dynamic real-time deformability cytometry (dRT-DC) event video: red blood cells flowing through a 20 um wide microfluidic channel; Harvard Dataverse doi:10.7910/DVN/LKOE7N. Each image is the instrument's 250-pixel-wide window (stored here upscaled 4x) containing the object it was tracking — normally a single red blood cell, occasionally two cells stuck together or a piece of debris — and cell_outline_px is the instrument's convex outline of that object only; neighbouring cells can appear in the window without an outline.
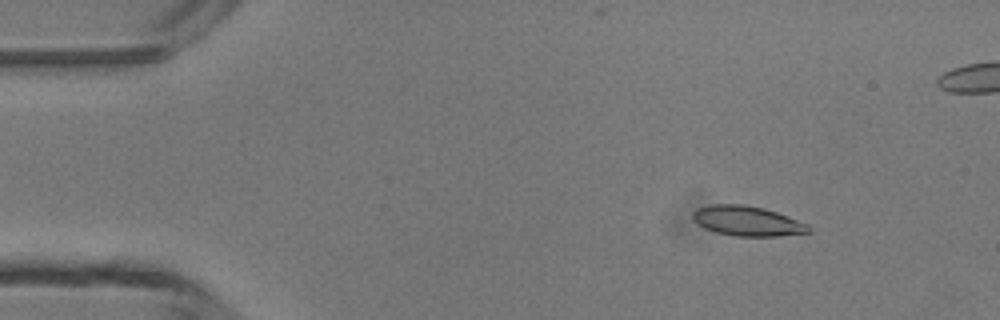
{"species": "common noctule bat (a hibernating species)", "species_latin": "Nyctalus noctula", "temperature_condition": "room temperature", "stored_images_in_passage": 48, "camera_frame_rate_fps": 3000, "um_per_image_px": 0.085, "animal": {"sex": "male", "body_mass_g": 13.3}, "frame": {"image": 1, "passage_image": 6, "time_ms": 1.667, "image_size_px": [1000, 320], "cell_outline_px": [[812, 232], [780, 236], [736, 236], [716, 232], [704, 228], [696, 224], [692, 220], [692, 212], [696, 208], [712, 204], [744, 204], [764, 208], [776, 212], [808, 224], [812, 228]], "centroid_in_image_um": [63.5, 18.78], "position_along_channel_um": 21.5, "area_um2": 20.4}}
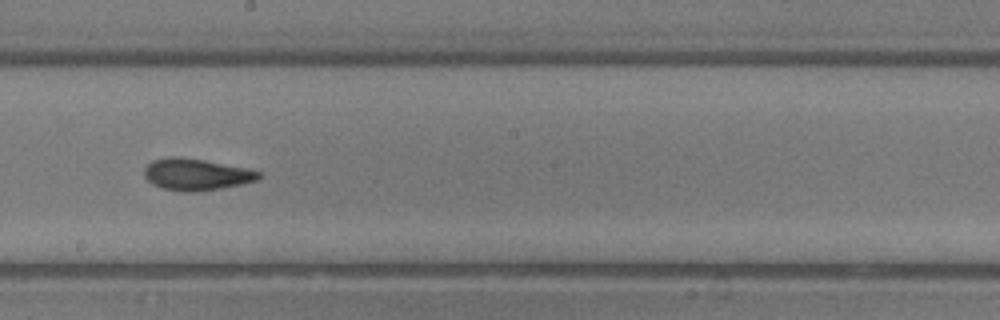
{"frame": {"image": 2, "passage_image": 26, "time_ms": 8.333, "image_size_px": [1000, 320], "cell_outline_px": [[260, 176], [256, 180], [240, 184], [220, 188], [196, 192], [180, 192], [164, 188], [152, 184], [144, 176], [144, 168], [152, 160], [168, 156], [176, 156], [204, 160], [244, 168], [260, 172]], "centroid_in_image_um": [16.61, 14.82], "position_along_channel_um": 231.6, "area_um2": 20.92}}
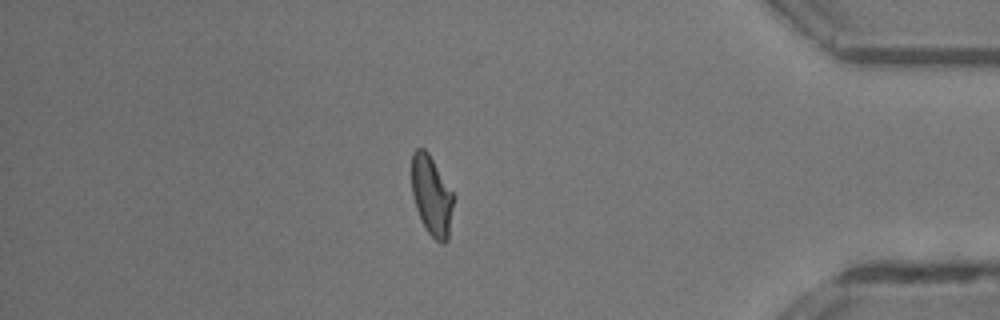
{"frame": {"image": 3, "passage_image": 40, "time_ms": 13.0, "image_size_px": [1000, 320], "cell_outline_px": [[456, 196], [448, 240], [444, 244], [440, 244], [428, 232], [416, 208], [412, 196], [412, 152], [416, 148], [424, 148], [428, 152]], "centroid_in_image_um": [36.73, 16.64], "position_along_channel_um": 398.5, "area_um2": 19.77}, "authors_computed_cell_mechanics": {"area_um2": 20.0855, "velocity_mm_per_s": 4.3928, "shape_relaxation_time_tau1_ms": 4.5707, "shape_relaxation_time_tau2_ms": 1.7588, "deformation_change_tau1": 0.1847, "deformation_change_tau2": 0.0926}}